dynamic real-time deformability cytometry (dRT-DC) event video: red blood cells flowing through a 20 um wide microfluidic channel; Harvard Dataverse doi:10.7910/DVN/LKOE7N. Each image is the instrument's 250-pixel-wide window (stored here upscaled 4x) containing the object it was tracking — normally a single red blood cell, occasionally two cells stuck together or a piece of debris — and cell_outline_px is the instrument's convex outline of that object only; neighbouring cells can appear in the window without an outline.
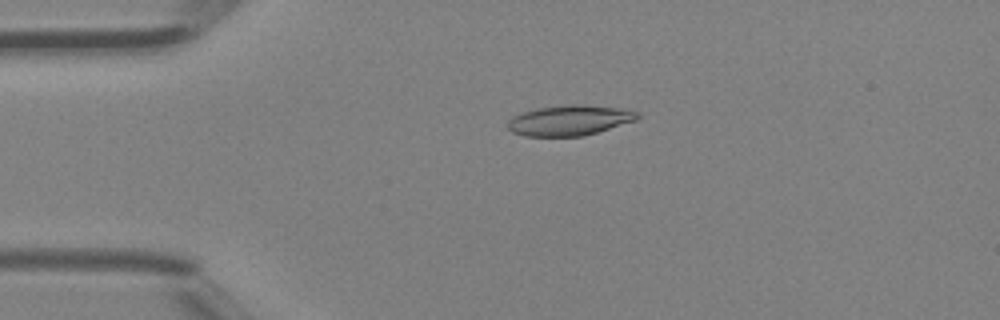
{"species": "Egyptian fruit bat (a non-hibernating species)", "species_latin": "Rousettus aegyptiacus", "temperature_condition": "room temperature", "stored_images_in_passage": 4, "camera_frame_rate_fps": 3000, "um_per_image_px": 0.085, "animal": {"sex": "female"}, "frame": {"image": 1, "passage_image": 1, "time_ms": 0.0, "image_size_px": [1000, 320], "cell_outline_px": [[640, 116], [636, 120], [584, 136], [524, 136], [512, 132], [508, 128], [508, 120], [512, 116], [536, 108], [564, 104], [580, 104], [620, 108], [636, 112]], "centroid_in_image_um": [48.37, 10.22], "position_along_channel_um": 36.6, "area_um2": 22.89}}
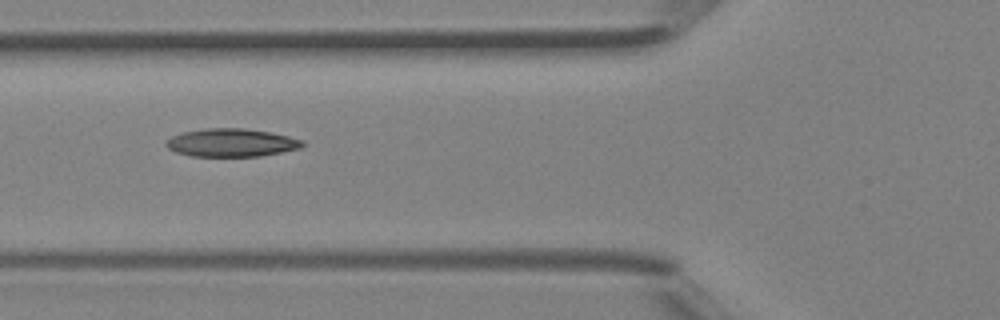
{"frame": {"image": 2, "passage_image": 3, "time_ms": 0.667, "image_size_px": [1000, 320], "cell_outline_px": [[304, 144], [300, 148], [260, 156], [188, 156], [176, 152], [168, 148], [164, 144], [164, 140], [172, 136], [184, 132], [204, 128], [244, 128], [272, 132], [304, 140]], "centroid_in_image_um": [19.64, 12.12], "position_along_channel_um": 106.2, "area_um2": 22.43}}
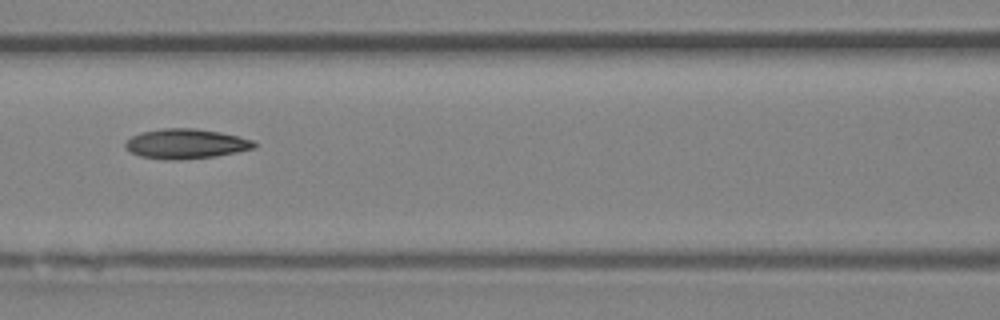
{"frame": {"image": 3, "passage_image": 4, "time_ms": 1.0, "image_size_px": [1000, 320], "cell_outline_px": [[256, 148], [216, 156], [180, 160], [164, 160], [140, 156], [124, 148], [124, 144], [132, 136], [140, 132], [164, 128], [196, 128], [220, 132], [240, 136], [252, 140], [256, 144]], "centroid_in_image_um": [15.8, 12.22], "position_along_channel_um": 150.8, "area_um2": 22.54}}